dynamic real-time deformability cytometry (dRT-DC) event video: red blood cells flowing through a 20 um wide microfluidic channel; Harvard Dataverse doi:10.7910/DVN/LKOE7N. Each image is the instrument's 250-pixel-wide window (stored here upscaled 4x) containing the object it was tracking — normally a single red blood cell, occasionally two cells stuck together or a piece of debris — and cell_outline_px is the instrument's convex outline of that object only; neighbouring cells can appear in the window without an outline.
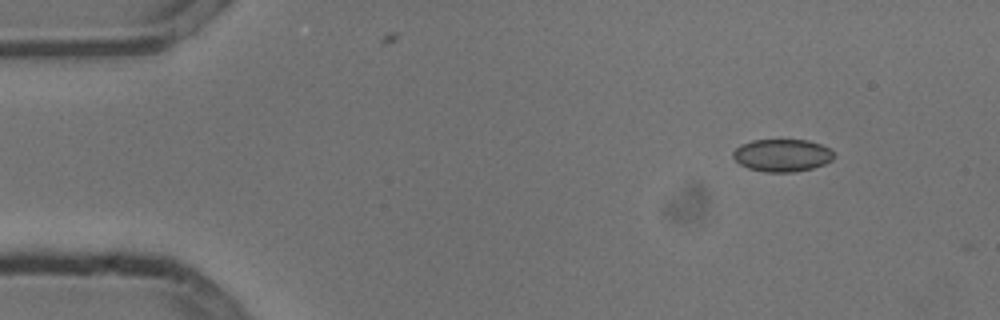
{"species": "common noctule bat (a hibernating species)", "species_latin": "Nyctalus noctula", "temperature_condition": "cold", "stored_images_in_passage": 4, "camera_frame_rate_fps": 3000, "um_per_image_px": 0.085, "animal": {"sex": "male", "body_mass_g": 13.3}, "frame": {"image": 1, "passage_image": 1, "time_ms": 0.0, "image_size_px": [1000, 320], "cell_outline_px": [[836, 156], [832, 160], [824, 164], [812, 168], [796, 172], [764, 172], [748, 168], [740, 164], [732, 156], [732, 152], [740, 144], [752, 140], [808, 140], [820, 144], [828, 148]], "centroid_in_image_um": [66.47, 13.2], "position_along_channel_um": 18.5, "area_um2": 19.19}}
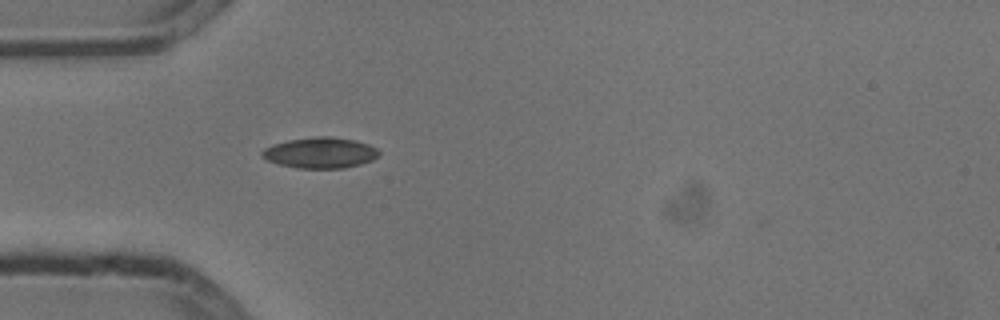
{"frame": {"image": 2, "passage_image": 4, "time_ms": 1.0, "image_size_px": [1000, 320], "cell_outline_px": [[380, 156], [372, 160], [360, 164], [344, 168], [296, 168], [280, 164], [268, 160], [260, 152], [264, 148], [272, 144], [288, 140], [316, 136], [332, 136], [356, 140], [368, 144], [376, 148], [380, 152]], "centroid_in_image_um": [27.25, 12.97], "position_along_channel_um": 57.8, "area_um2": 21.04}}